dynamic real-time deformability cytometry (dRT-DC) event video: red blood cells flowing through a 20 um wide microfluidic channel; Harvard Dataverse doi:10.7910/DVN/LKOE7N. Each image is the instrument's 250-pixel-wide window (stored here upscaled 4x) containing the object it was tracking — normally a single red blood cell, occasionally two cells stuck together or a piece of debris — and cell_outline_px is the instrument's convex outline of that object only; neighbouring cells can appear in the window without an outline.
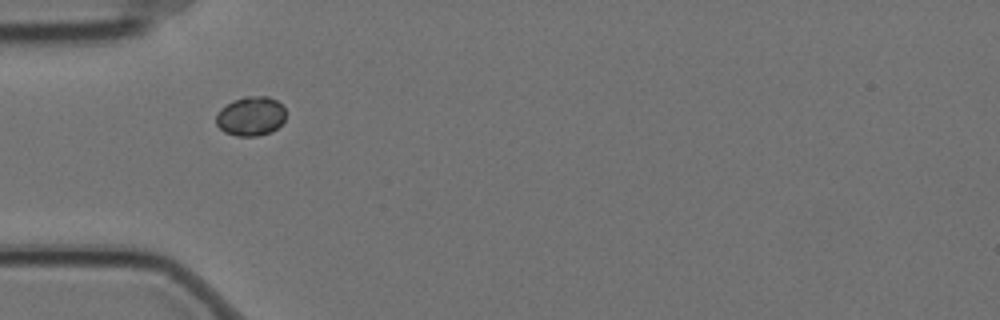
{"species": "Egyptian fruit bat (a non-hibernating species)", "species_latin": "Rousettus aegyptiacus", "temperature_condition": "cold", "stored_images_in_passage": 11, "camera_frame_rate_fps": 3000, "um_per_image_px": 0.085, "animal": {"sex": "female"}, "frame": {"image": 1, "passage_image": 1, "time_ms": 0.0, "image_size_px": [1000, 320], "cell_outline_px": [[284, 120], [272, 132], [256, 136], [236, 136], [224, 132], [216, 124], [216, 112], [220, 108], [232, 100], [244, 96], [268, 96], [276, 100], [284, 108]], "centroid_in_image_um": [21.27, 9.87], "position_along_channel_um": 63.7, "area_um2": 16.07}}
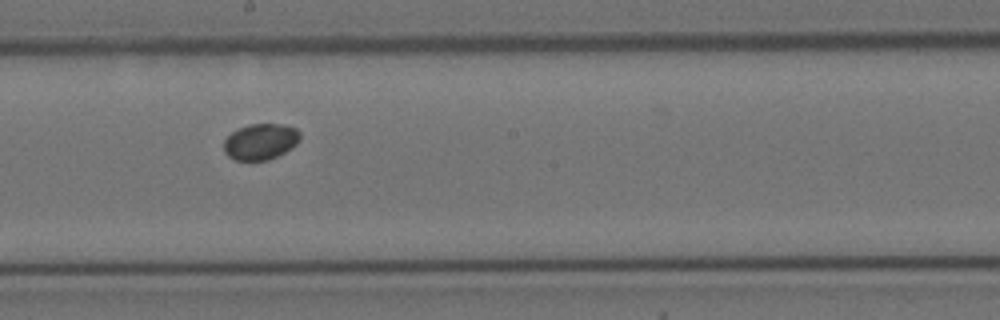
{"frame": {"image": 2, "passage_image": 5, "time_ms": 1.333, "image_size_px": [1000, 320], "cell_outline_px": [[300, 136], [296, 144], [284, 152], [268, 160], [236, 160], [228, 156], [224, 152], [224, 140], [232, 132], [248, 124], [284, 124], [296, 128], [300, 132]], "centroid_in_image_um": [22.14, 12.03], "position_along_channel_um": 226.1, "area_um2": 15.9}}
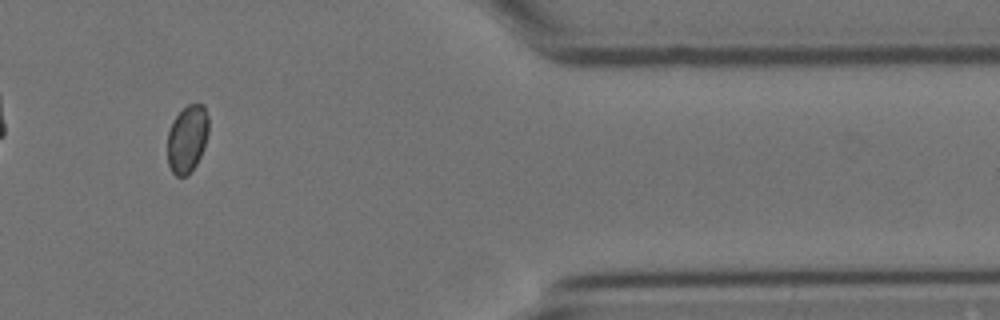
{"frame": {"image": 3, "passage_image": 9, "time_ms": 2.667, "image_size_px": [1000, 320], "cell_outline_px": [[208, 132], [204, 148], [196, 164], [188, 176], [176, 176], [172, 172], [168, 164], [168, 132], [172, 120], [188, 104], [204, 104], [208, 116]], "centroid_in_image_um": [15.92, 11.8], "position_along_channel_um": 395.5, "area_um2": 16.24}}